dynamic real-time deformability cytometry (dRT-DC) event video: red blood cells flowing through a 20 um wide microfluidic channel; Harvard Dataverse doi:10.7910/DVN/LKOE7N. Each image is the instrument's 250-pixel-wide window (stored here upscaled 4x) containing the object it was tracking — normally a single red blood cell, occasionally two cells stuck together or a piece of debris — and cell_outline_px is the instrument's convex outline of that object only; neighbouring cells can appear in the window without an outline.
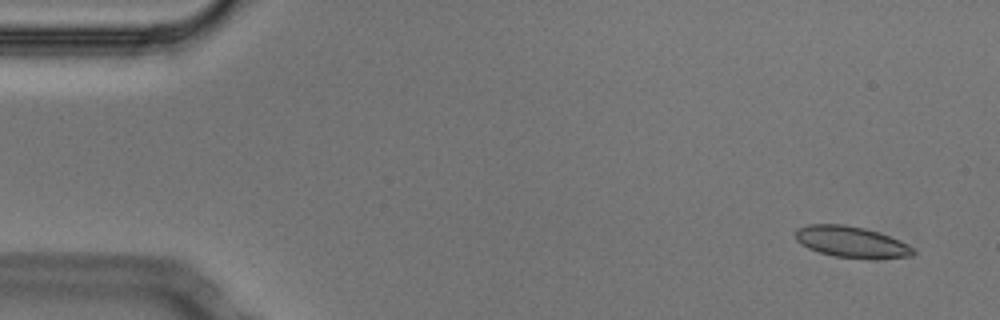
{"species": "Egyptian fruit bat (a non-hibernating species)", "species_latin": "Rousettus aegyptiacus", "temperature_condition": "cold", "stored_images_in_passage": 12, "camera_frame_rate_fps": 3000, "um_per_image_px": 0.085, "animal": {"sex": "male"}, "frame": {"image": 1, "passage_image": 3, "time_ms": 0.667, "image_size_px": [1000, 320], "cell_outline_px": [[916, 252], [912, 256], [876, 260], [872, 260], [832, 256], [808, 248], [800, 244], [796, 240], [796, 228], [808, 224], [844, 224], [864, 228], [880, 232], [900, 240], [908, 244]], "centroid_in_image_um": [72.4, 20.58], "position_along_channel_um": 12.6, "area_um2": 21.91}}